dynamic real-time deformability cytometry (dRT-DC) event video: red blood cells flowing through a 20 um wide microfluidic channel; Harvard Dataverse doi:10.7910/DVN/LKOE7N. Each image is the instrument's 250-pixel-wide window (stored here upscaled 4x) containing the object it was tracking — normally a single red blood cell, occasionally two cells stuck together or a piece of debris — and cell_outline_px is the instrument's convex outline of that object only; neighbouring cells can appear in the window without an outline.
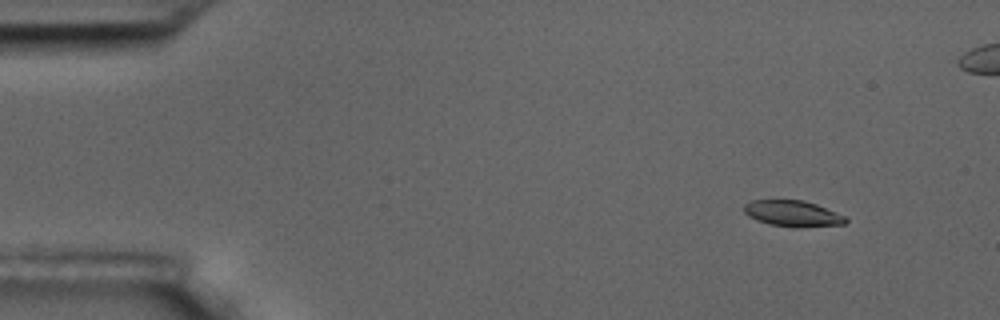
{"species": "common noctule bat (a hibernating species)", "species_latin": "Nyctalus noctula", "temperature_condition": "room temperature", "stored_images_in_passage": 5, "camera_frame_rate_fps": 3000, "um_per_image_px": 0.085, "animal": {"sex": "male", "body_mass_g": 17.5, "forearm_length_mm": 52.3}, "frame": {"image": 1, "passage_image": 2, "time_ms": 1.0, "image_size_px": [1000, 320], "cell_outline_px": [[848, 220], [844, 224], [800, 228], [796, 228], [768, 224], [756, 220], [748, 216], [744, 212], [744, 204], [752, 200], [804, 200], [816, 204], [844, 216]], "centroid_in_image_um": [67.35, 18.16], "position_along_channel_um": 17.6, "area_um2": 15.49}}